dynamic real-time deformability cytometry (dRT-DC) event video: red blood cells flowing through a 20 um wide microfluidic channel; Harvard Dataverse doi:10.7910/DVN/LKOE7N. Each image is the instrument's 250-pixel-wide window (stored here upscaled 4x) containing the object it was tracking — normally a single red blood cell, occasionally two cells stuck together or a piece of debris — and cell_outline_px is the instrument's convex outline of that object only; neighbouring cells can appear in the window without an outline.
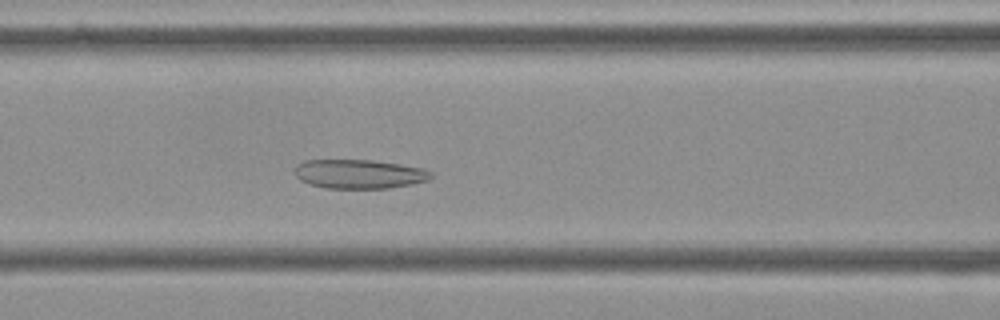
{"species": "Egyptian fruit bat (a non-hibernating species)", "species_latin": "Rousettus aegyptiacus", "temperature_condition": "cold", "stored_images_in_passage": 21, "camera_frame_rate_fps": 3000, "um_per_image_px": 0.085, "frame": {"image": 1, "passage_image": 21, "time_ms": 6.667, "image_size_px": [1000, 320], "cell_outline_px": [[432, 176], [428, 180], [412, 184], [388, 188], [324, 188], [308, 184], [300, 180], [296, 176], [296, 164], [304, 160], [372, 160], [400, 164], [424, 168], [432, 172]], "centroid_in_image_um": [30.53, 14.79], "position_along_channel_um": 136.1, "area_um2": 23.18}}